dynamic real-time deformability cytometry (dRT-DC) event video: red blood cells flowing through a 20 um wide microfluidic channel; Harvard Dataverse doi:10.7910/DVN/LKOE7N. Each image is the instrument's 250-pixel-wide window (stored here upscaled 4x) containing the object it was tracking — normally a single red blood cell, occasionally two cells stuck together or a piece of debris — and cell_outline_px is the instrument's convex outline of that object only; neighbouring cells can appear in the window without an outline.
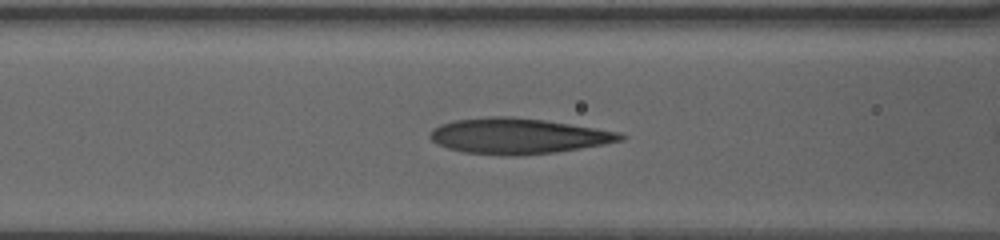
{"species": "human", "species_latin": "Homo sapiens", "temperature_condition": "warm", "stored_images_in_passage": 7, "camera_frame_rate_fps": 3000, "um_per_image_px": 0.085, "donor": {"sex": "female"}, "frame": {"image": 1, "passage_image": 5, "time_ms": 1.333, "image_size_px": [1000, 240], "cell_outline_px": [[628, 136], [624, 140], [604, 144], [556, 152], [520, 156], [508, 156], [464, 152], [448, 148], [436, 144], [428, 136], [432, 128], [440, 124], [452, 120], [488, 116], [508, 116], [544, 120], [596, 128], [620, 132]], "centroid_in_image_um": [44.01, 11.56], "position_along_channel_um": 122.6, "area_um2": 39.77}}